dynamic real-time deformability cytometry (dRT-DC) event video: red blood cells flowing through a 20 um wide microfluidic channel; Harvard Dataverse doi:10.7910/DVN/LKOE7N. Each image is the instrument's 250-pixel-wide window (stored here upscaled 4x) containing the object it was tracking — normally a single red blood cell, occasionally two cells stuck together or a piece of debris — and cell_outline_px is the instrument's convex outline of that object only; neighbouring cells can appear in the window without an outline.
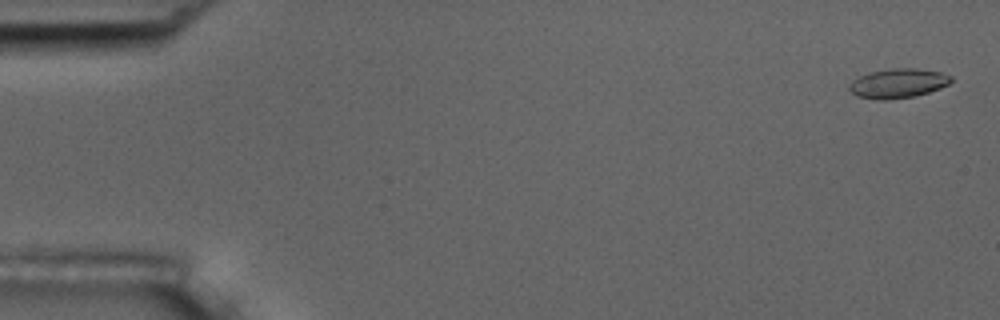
{"species": "common noctule bat (a hibernating species)", "species_latin": "Nyctalus noctula", "temperature_condition": "room temperature", "stored_images_in_passage": 6, "segment_of_instrument_passage": [1, 2], "camera_frame_rate_fps": 3000, "um_per_image_px": 0.085, "animal": {"sex": "male", "body_mass_g": 17.5, "forearm_length_mm": 52.3}, "frame": {"image": 1, "passage_image": 1, "time_ms": 0.0, "image_size_px": [1000, 320], "cell_outline_px": [[952, 80], [948, 84], [940, 88], [916, 96], [884, 100], [876, 100], [856, 96], [848, 88], [852, 80], [868, 72], [888, 68], [916, 68], [940, 72], [952, 76]], "centroid_in_image_um": [76.31, 7.08], "position_along_channel_um": 8.7, "area_um2": 17.57}}